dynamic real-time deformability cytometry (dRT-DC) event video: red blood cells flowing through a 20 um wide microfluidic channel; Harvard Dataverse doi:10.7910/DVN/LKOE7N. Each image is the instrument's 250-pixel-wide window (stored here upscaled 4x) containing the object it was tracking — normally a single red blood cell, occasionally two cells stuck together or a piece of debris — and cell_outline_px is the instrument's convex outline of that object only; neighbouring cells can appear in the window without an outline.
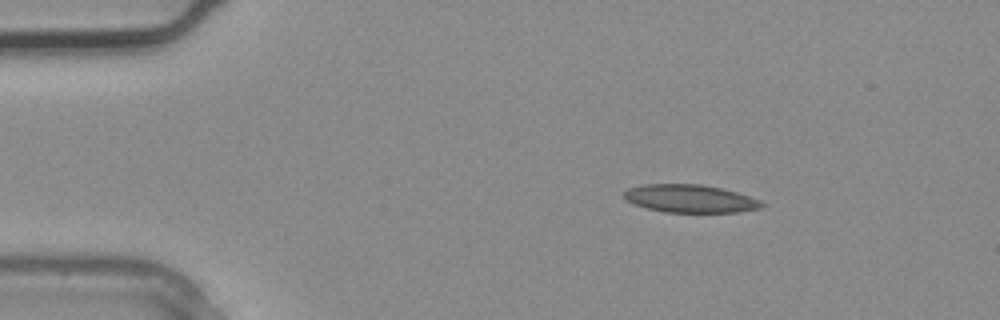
{"species": "common noctule bat (a hibernating species)", "species_latin": "Nyctalus noctula", "temperature_condition": "warm", "stored_images_in_passage": 4, "segment_of_instrument_passage": [2, 2], "camera_frame_rate_fps": 3000, "um_per_image_px": 0.085, "animal": {"sex": "male", "body_mass_g": 20.4}, "frame": {"image": 1, "passage_image": 4, "time_ms": 1.0, "image_size_px": [1000, 320], "cell_outline_px": [[764, 204], [760, 208], [740, 212], [664, 212], [648, 208], [624, 200], [624, 192], [628, 188], [644, 184], [700, 184], [720, 188], [736, 192], [760, 200]], "centroid_in_image_um": [58.64, 16.88], "position_along_channel_um": 26.4, "area_um2": 22.25}}